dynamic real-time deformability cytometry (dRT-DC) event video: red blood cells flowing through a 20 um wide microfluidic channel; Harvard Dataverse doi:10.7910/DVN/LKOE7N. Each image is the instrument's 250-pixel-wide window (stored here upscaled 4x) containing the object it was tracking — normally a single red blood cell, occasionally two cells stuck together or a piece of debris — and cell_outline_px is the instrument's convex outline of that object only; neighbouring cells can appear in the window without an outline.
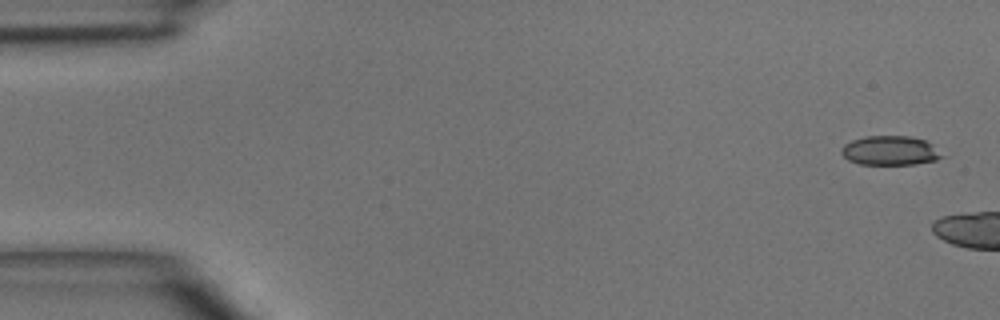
{"species": "common noctule bat (a hibernating species)", "species_latin": "Nyctalus noctula", "temperature_condition": "room temperature", "stored_images_in_passage": 3, "camera_frame_rate_fps": 3000, "um_per_image_px": 0.085, "animal": {"sex": "male", "body_mass_g": 15.6}, "frame": {"image": 1, "passage_image": 1, "time_ms": 0.0, "image_size_px": [1000, 320], "cell_outline_px": [[948, 156], [936, 160], [916, 164], [860, 164], [848, 160], [840, 152], [840, 148], [844, 144], [852, 140], [864, 136], [908, 136], [924, 140]], "centroid_in_image_um": [75.67, 12.8], "position_along_channel_um": 9.3, "area_um2": 17.28}}